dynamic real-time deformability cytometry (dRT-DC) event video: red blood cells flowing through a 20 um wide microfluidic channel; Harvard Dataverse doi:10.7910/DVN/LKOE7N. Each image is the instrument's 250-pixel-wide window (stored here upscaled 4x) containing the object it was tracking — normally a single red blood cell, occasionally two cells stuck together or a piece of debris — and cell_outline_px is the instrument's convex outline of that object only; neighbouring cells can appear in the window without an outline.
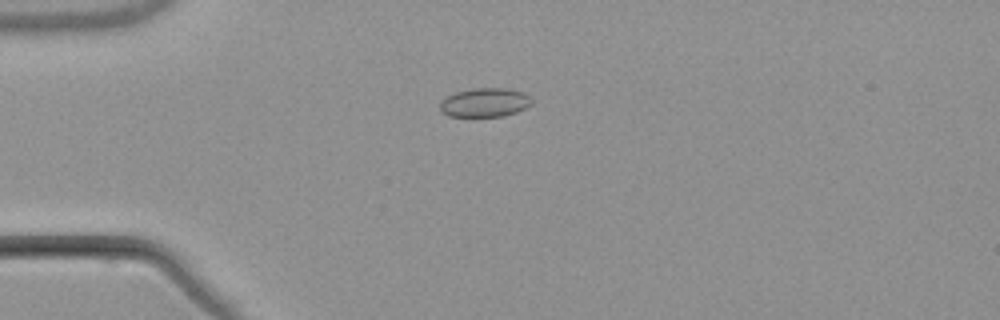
{"species": "common noctule bat (a hibernating species)", "species_latin": "Nyctalus noctula", "temperature_condition": "warm", "stored_images_in_passage": 8, "camera_frame_rate_fps": 3000, "um_per_image_px": 0.085, "animal": {"sex": "male", "body_mass_g": 21.5, "forearm_length_mm": 52.0}, "frame": {"image": 1, "passage_image": 4, "time_ms": 4.667, "image_size_px": [1000, 320], "cell_outline_px": [[532, 104], [516, 112], [504, 116], [448, 116], [440, 112], [440, 100], [456, 92], [476, 88], [508, 88], [524, 92], [532, 100]], "centroid_in_image_um": [41.2, 8.71], "position_along_channel_um": 43.8, "area_um2": 15.49}}
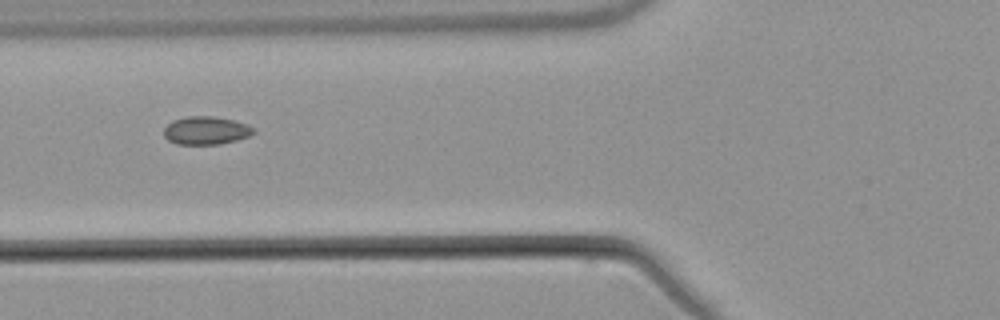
{"frame": {"image": 2, "passage_image": 6, "time_ms": 7.0, "image_size_px": [1000, 320], "cell_outline_px": [[256, 132], [248, 136], [236, 140], [220, 144], [176, 144], [168, 140], [164, 136], [164, 128], [172, 120], [188, 116], [216, 116], [248, 124], [256, 128]], "centroid_in_image_um": [17.53, 11.08], "position_along_channel_um": 108.3, "area_um2": 14.8}}
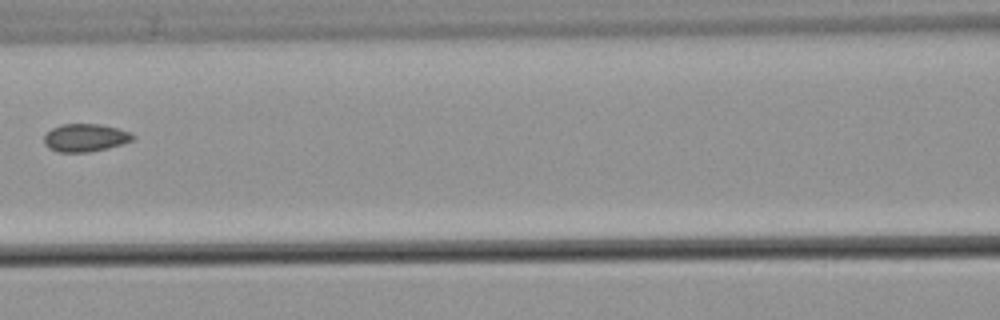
{"frame": {"image": 3, "passage_image": 7, "time_ms": 8.333, "image_size_px": [1000, 320], "cell_outline_px": [[136, 136], [132, 140], [108, 148], [88, 152], [60, 152], [48, 148], [44, 144], [44, 136], [52, 128], [60, 124], [100, 124], [116, 128], [128, 132]], "centroid_in_image_um": [7.21, 11.7], "position_along_channel_um": 159.4, "area_um2": 14.28}}